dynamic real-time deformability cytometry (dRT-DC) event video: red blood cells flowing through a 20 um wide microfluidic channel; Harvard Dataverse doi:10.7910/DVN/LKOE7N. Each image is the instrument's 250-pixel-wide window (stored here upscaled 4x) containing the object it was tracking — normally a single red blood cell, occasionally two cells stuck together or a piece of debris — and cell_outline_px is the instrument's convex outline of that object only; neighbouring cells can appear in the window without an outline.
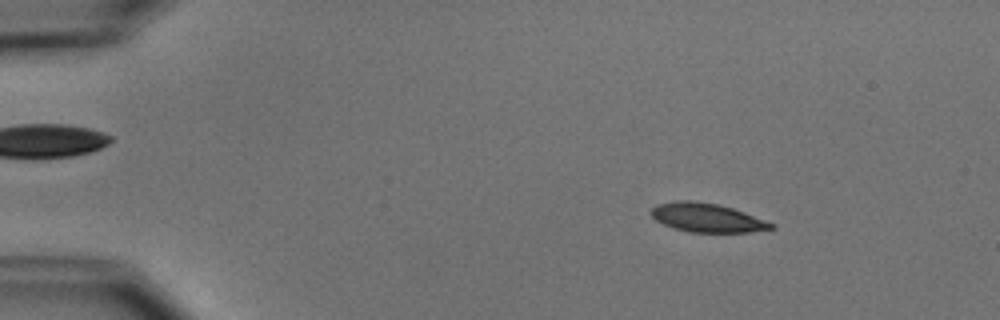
{"species": "common noctule bat (a hibernating species)", "species_latin": "Nyctalus noctula", "temperature_condition": "cold", "stored_images_in_passage": 55, "camera_frame_rate_fps": 3000, "um_per_image_px": 0.085, "animal": {"sex": "male", "body_mass_g": 15.6}, "frame": {"image": 1, "passage_image": 8, "time_ms": 2.333, "image_size_px": [1000, 320], "cell_outline_px": [[776, 228], [748, 232], [688, 232], [672, 228], [656, 220], [652, 216], [652, 208], [656, 204], [676, 200], [692, 200], [720, 204], [744, 212], [776, 224]], "centroid_in_image_um": [60.1, 18.5], "position_along_channel_um": 24.9, "area_um2": 20.29}}
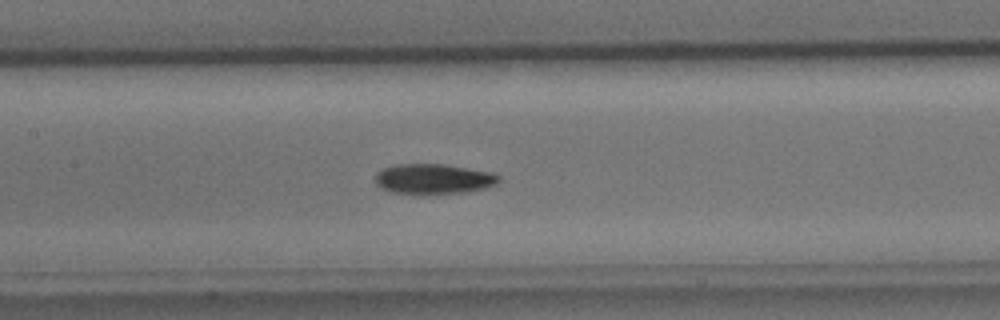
{"frame": {"image": 2, "passage_image": 26, "time_ms": 8.333, "image_size_px": [1000, 320], "cell_outline_px": [[500, 180], [496, 184], [484, 188], [464, 192], [428, 196], [424, 196], [392, 192], [380, 188], [376, 184], [376, 172], [384, 168], [400, 164], [444, 164], [492, 172], [500, 176]], "centroid_in_image_um": [36.84, 15.24], "position_along_channel_um": 170.6, "area_um2": 22.2}}
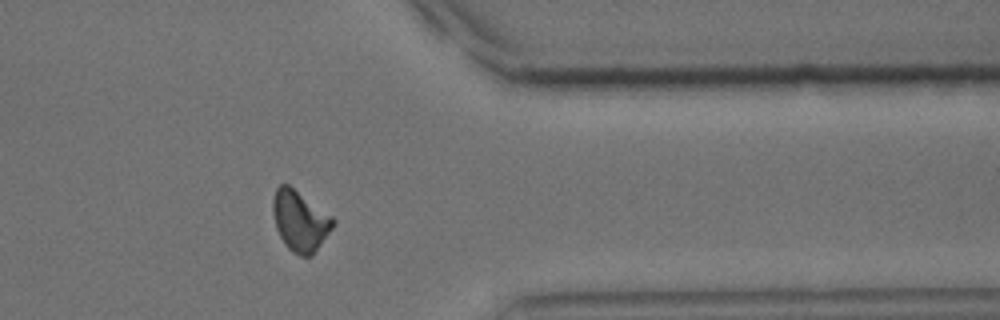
{"frame": {"image": 3, "passage_image": 44, "time_ms": 14.333, "image_size_px": [1000, 320], "cell_outline_px": [[336, 220], [332, 228], [312, 256], [300, 256], [292, 252], [284, 244], [276, 228], [272, 212], [272, 200], [276, 188], [280, 184], [288, 184], [332, 216]], "centroid_in_image_um": [25.48, 18.78], "position_along_channel_um": 385.9, "area_um2": 21.15}, "authors_computed_cell_mechanics": {"area_um2": 20.5768, "velocity_mm_per_s": 3.755, "shape_relaxation_time_tau1_ms": 2.7702, "shape_relaxation_time_tau2_ms": 4.644, "deformation_change_tau1": 0.1343, "deformation_change_tau2": 0.1097}}